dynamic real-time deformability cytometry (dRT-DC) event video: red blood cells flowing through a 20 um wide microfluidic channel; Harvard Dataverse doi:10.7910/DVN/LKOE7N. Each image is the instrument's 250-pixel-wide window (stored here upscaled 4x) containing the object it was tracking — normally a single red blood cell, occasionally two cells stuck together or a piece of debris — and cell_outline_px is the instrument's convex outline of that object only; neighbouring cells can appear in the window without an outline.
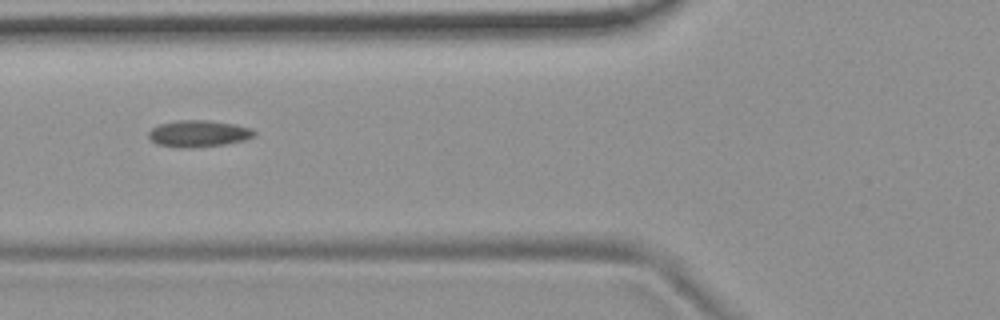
{"species": "common noctule bat (a hibernating species)", "species_latin": "Nyctalus noctula", "temperature_condition": "room temperature", "stored_images_in_passage": 7, "camera_frame_rate_fps": 3000, "um_per_image_px": 0.085, "animal": {"sex": "female", "body_mass_g": 19.9}, "frame": {"image": 1, "passage_image": 5, "time_ms": 1.333, "image_size_px": [1000, 320], "cell_outline_px": [[256, 136], [244, 140], [224, 144], [192, 148], [180, 148], [156, 144], [148, 136], [148, 132], [152, 128], [160, 124], [180, 120], [208, 120], [236, 124], [252, 128], [256, 132]], "centroid_in_image_um": [16.9, 11.36], "position_along_channel_um": 108.9, "area_um2": 16.53}}
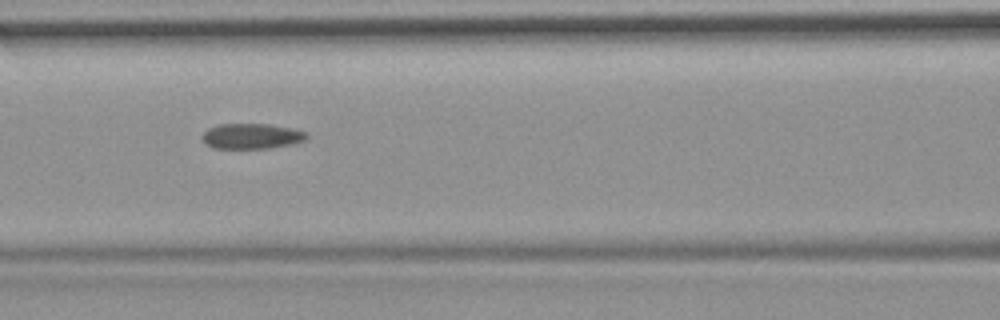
{"frame": {"image": 2, "passage_image": 6, "time_ms": 1.667, "image_size_px": [1000, 320], "cell_outline_px": [[308, 136], [304, 140], [292, 144], [268, 148], [212, 148], [200, 136], [208, 128], [220, 124], [268, 124], [292, 128], [308, 132]], "centroid_in_image_um": [21.4, 11.56], "position_along_channel_um": 145.2, "area_um2": 15.37}}